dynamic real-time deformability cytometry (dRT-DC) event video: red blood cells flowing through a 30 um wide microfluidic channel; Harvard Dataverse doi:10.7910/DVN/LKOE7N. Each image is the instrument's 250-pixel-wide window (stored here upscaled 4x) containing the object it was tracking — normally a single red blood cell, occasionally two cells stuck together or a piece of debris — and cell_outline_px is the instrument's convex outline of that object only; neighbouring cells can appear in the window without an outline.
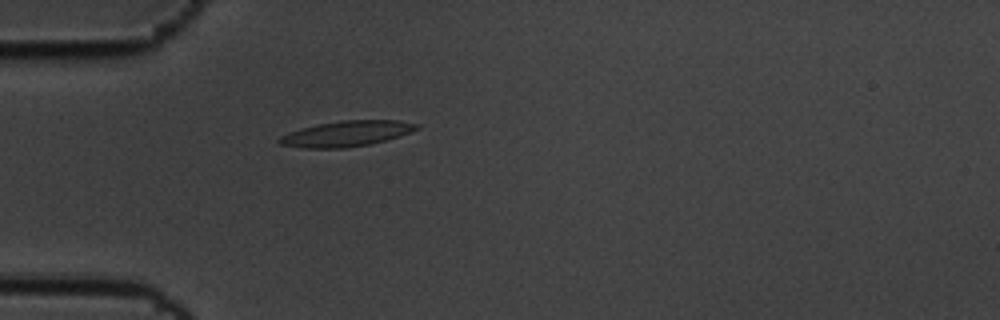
{"species": "common noctule bat (a hibernating species)", "species_latin": "Nyctalus noctula", "temperature_condition": "cold", "stored_images_in_passage": 42, "camera_frame_rate_fps": 3000, "um_per_image_px": 0.085, "animal": {"sex": "male", "body_mass_g": 19.5, "forearm_length_mm": 54.6}, "frame": {"image": 1, "passage_image": 1, "time_ms": 0.0, "image_size_px": [1000, 320], "cell_outline_px": [[420, 128], [400, 136], [372, 144], [344, 148], [304, 148], [280, 144], [276, 140], [280, 136], [288, 132], [300, 128], [340, 120], [396, 120], [420, 124]], "centroid_in_image_um": [29.46, 11.36], "position_along_channel_um": 55.5, "area_um2": 20.58}}
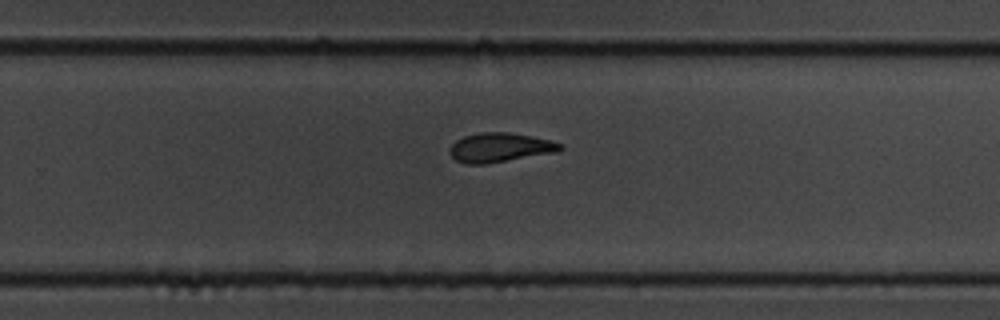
{"frame": {"image": 2, "passage_image": 22, "time_ms": 7.0, "image_size_px": [1000, 320], "cell_outline_px": [[564, 148], [556, 152], [484, 164], [464, 164], [456, 160], [448, 152], [448, 148], [456, 140], [464, 136], [480, 132], [508, 132], [532, 136], [564, 144]], "centroid_in_image_um": [42.47, 12.53], "position_along_channel_um": 287.3, "area_um2": 18.84}}
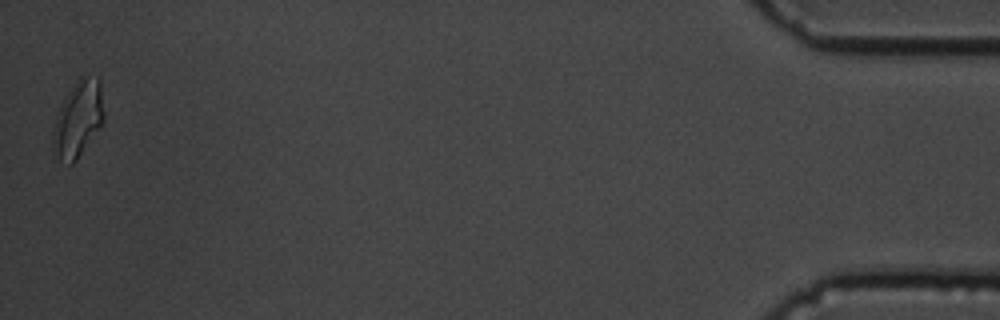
{"frame": {"image": 3, "passage_image": 42, "time_ms": 13.667, "image_size_px": [1000, 320], "cell_outline_px": [[104, 124], [76, 160], [72, 164], [68, 164], [60, 160], [52, 144], [52, 128], [56, 116], [68, 92], [76, 80], [84, 72], [100, 80], [104, 112]], "centroid_in_image_um": [6.66, 10.09], "position_along_channel_um": 428.5, "area_um2": 22.83}, "authors_computed_cell_mechanics": {"area_um2": 19.2185, "velocity_mm_per_s": 3.4267, "shape_relaxation_time_tau1_ms": 3.4039, "shape_relaxation_time_tau2_ms": 4.2151, "deformation_change_tau1": 0.1448, "deformation_change_tau2": 0.0882}}